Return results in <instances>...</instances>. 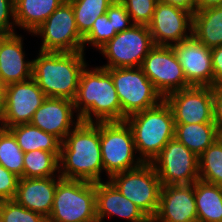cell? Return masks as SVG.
I'll return each instance as SVG.
<instances>
[{"label": "cell", "instance_id": "cell-6", "mask_svg": "<svg viewBox=\"0 0 222 222\" xmlns=\"http://www.w3.org/2000/svg\"><path fill=\"white\" fill-rule=\"evenodd\" d=\"M100 145L105 181L113 174L144 163L137 154L134 136L126 121L100 122Z\"/></svg>", "mask_w": 222, "mask_h": 222}, {"label": "cell", "instance_id": "cell-20", "mask_svg": "<svg viewBox=\"0 0 222 222\" xmlns=\"http://www.w3.org/2000/svg\"><path fill=\"white\" fill-rule=\"evenodd\" d=\"M19 33L9 34L0 45V81L3 86L32 78L33 59L28 57L24 43L27 37L25 33Z\"/></svg>", "mask_w": 222, "mask_h": 222}, {"label": "cell", "instance_id": "cell-8", "mask_svg": "<svg viewBox=\"0 0 222 222\" xmlns=\"http://www.w3.org/2000/svg\"><path fill=\"white\" fill-rule=\"evenodd\" d=\"M26 35L41 40L40 46L38 45L40 51H83V36L77 29L73 7L68 0H65L34 32Z\"/></svg>", "mask_w": 222, "mask_h": 222}, {"label": "cell", "instance_id": "cell-17", "mask_svg": "<svg viewBox=\"0 0 222 222\" xmlns=\"http://www.w3.org/2000/svg\"><path fill=\"white\" fill-rule=\"evenodd\" d=\"M80 121L73 101L46 97L42 105L34 112L30 123L63 142Z\"/></svg>", "mask_w": 222, "mask_h": 222}, {"label": "cell", "instance_id": "cell-1", "mask_svg": "<svg viewBox=\"0 0 222 222\" xmlns=\"http://www.w3.org/2000/svg\"><path fill=\"white\" fill-rule=\"evenodd\" d=\"M59 175L63 179L105 181L100 145V122L80 121L61 143Z\"/></svg>", "mask_w": 222, "mask_h": 222}, {"label": "cell", "instance_id": "cell-19", "mask_svg": "<svg viewBox=\"0 0 222 222\" xmlns=\"http://www.w3.org/2000/svg\"><path fill=\"white\" fill-rule=\"evenodd\" d=\"M96 217L105 222L114 217L126 222H151V220L132 201L124 197L109 181L95 183Z\"/></svg>", "mask_w": 222, "mask_h": 222}, {"label": "cell", "instance_id": "cell-5", "mask_svg": "<svg viewBox=\"0 0 222 222\" xmlns=\"http://www.w3.org/2000/svg\"><path fill=\"white\" fill-rule=\"evenodd\" d=\"M95 183L61 179L47 222H98Z\"/></svg>", "mask_w": 222, "mask_h": 222}, {"label": "cell", "instance_id": "cell-23", "mask_svg": "<svg viewBox=\"0 0 222 222\" xmlns=\"http://www.w3.org/2000/svg\"><path fill=\"white\" fill-rule=\"evenodd\" d=\"M192 35L206 47L222 45V5L196 10L193 13Z\"/></svg>", "mask_w": 222, "mask_h": 222}, {"label": "cell", "instance_id": "cell-11", "mask_svg": "<svg viewBox=\"0 0 222 222\" xmlns=\"http://www.w3.org/2000/svg\"><path fill=\"white\" fill-rule=\"evenodd\" d=\"M151 164L162 186L189 185L199 179L198 156L175 137L164 146Z\"/></svg>", "mask_w": 222, "mask_h": 222}, {"label": "cell", "instance_id": "cell-22", "mask_svg": "<svg viewBox=\"0 0 222 222\" xmlns=\"http://www.w3.org/2000/svg\"><path fill=\"white\" fill-rule=\"evenodd\" d=\"M65 0H14L17 30L32 33Z\"/></svg>", "mask_w": 222, "mask_h": 222}, {"label": "cell", "instance_id": "cell-15", "mask_svg": "<svg viewBox=\"0 0 222 222\" xmlns=\"http://www.w3.org/2000/svg\"><path fill=\"white\" fill-rule=\"evenodd\" d=\"M193 14L183 8L157 2L148 24L154 45L172 46L192 35Z\"/></svg>", "mask_w": 222, "mask_h": 222}, {"label": "cell", "instance_id": "cell-25", "mask_svg": "<svg viewBox=\"0 0 222 222\" xmlns=\"http://www.w3.org/2000/svg\"><path fill=\"white\" fill-rule=\"evenodd\" d=\"M194 194L198 222H222V186L198 179Z\"/></svg>", "mask_w": 222, "mask_h": 222}, {"label": "cell", "instance_id": "cell-33", "mask_svg": "<svg viewBox=\"0 0 222 222\" xmlns=\"http://www.w3.org/2000/svg\"><path fill=\"white\" fill-rule=\"evenodd\" d=\"M134 24L148 25L155 11L158 0H120Z\"/></svg>", "mask_w": 222, "mask_h": 222}, {"label": "cell", "instance_id": "cell-21", "mask_svg": "<svg viewBox=\"0 0 222 222\" xmlns=\"http://www.w3.org/2000/svg\"><path fill=\"white\" fill-rule=\"evenodd\" d=\"M61 176L46 178H20L14 200L26 209L48 218Z\"/></svg>", "mask_w": 222, "mask_h": 222}, {"label": "cell", "instance_id": "cell-40", "mask_svg": "<svg viewBox=\"0 0 222 222\" xmlns=\"http://www.w3.org/2000/svg\"><path fill=\"white\" fill-rule=\"evenodd\" d=\"M222 5V0H196V10Z\"/></svg>", "mask_w": 222, "mask_h": 222}, {"label": "cell", "instance_id": "cell-38", "mask_svg": "<svg viewBox=\"0 0 222 222\" xmlns=\"http://www.w3.org/2000/svg\"><path fill=\"white\" fill-rule=\"evenodd\" d=\"M214 86L222 85V45L211 48Z\"/></svg>", "mask_w": 222, "mask_h": 222}, {"label": "cell", "instance_id": "cell-44", "mask_svg": "<svg viewBox=\"0 0 222 222\" xmlns=\"http://www.w3.org/2000/svg\"><path fill=\"white\" fill-rule=\"evenodd\" d=\"M4 86L2 85L1 81H0V89H3Z\"/></svg>", "mask_w": 222, "mask_h": 222}, {"label": "cell", "instance_id": "cell-41", "mask_svg": "<svg viewBox=\"0 0 222 222\" xmlns=\"http://www.w3.org/2000/svg\"><path fill=\"white\" fill-rule=\"evenodd\" d=\"M2 90H3V89H0V123H1L2 115H3Z\"/></svg>", "mask_w": 222, "mask_h": 222}, {"label": "cell", "instance_id": "cell-10", "mask_svg": "<svg viewBox=\"0 0 222 222\" xmlns=\"http://www.w3.org/2000/svg\"><path fill=\"white\" fill-rule=\"evenodd\" d=\"M154 46L148 25L134 24L117 33L97 51L98 55L106 60L100 67H140L143 59Z\"/></svg>", "mask_w": 222, "mask_h": 222}, {"label": "cell", "instance_id": "cell-31", "mask_svg": "<svg viewBox=\"0 0 222 222\" xmlns=\"http://www.w3.org/2000/svg\"><path fill=\"white\" fill-rule=\"evenodd\" d=\"M116 34L112 21L109 20L107 14L99 16L94 21L91 30L83 37V52L87 53V49H93L92 52L94 50L97 52Z\"/></svg>", "mask_w": 222, "mask_h": 222}, {"label": "cell", "instance_id": "cell-9", "mask_svg": "<svg viewBox=\"0 0 222 222\" xmlns=\"http://www.w3.org/2000/svg\"><path fill=\"white\" fill-rule=\"evenodd\" d=\"M109 181L152 220L159 207L162 184L151 163L113 174Z\"/></svg>", "mask_w": 222, "mask_h": 222}, {"label": "cell", "instance_id": "cell-28", "mask_svg": "<svg viewBox=\"0 0 222 222\" xmlns=\"http://www.w3.org/2000/svg\"><path fill=\"white\" fill-rule=\"evenodd\" d=\"M73 7L76 26L84 37L92 28L94 21L104 15L114 0H68Z\"/></svg>", "mask_w": 222, "mask_h": 222}, {"label": "cell", "instance_id": "cell-37", "mask_svg": "<svg viewBox=\"0 0 222 222\" xmlns=\"http://www.w3.org/2000/svg\"><path fill=\"white\" fill-rule=\"evenodd\" d=\"M213 119L218 131H222V85L213 87Z\"/></svg>", "mask_w": 222, "mask_h": 222}, {"label": "cell", "instance_id": "cell-2", "mask_svg": "<svg viewBox=\"0 0 222 222\" xmlns=\"http://www.w3.org/2000/svg\"><path fill=\"white\" fill-rule=\"evenodd\" d=\"M32 78L46 97L74 101L81 73L89 64L86 53L35 51Z\"/></svg>", "mask_w": 222, "mask_h": 222}, {"label": "cell", "instance_id": "cell-7", "mask_svg": "<svg viewBox=\"0 0 222 222\" xmlns=\"http://www.w3.org/2000/svg\"><path fill=\"white\" fill-rule=\"evenodd\" d=\"M105 69L111 75L121 103V121L164 100L140 67Z\"/></svg>", "mask_w": 222, "mask_h": 222}, {"label": "cell", "instance_id": "cell-4", "mask_svg": "<svg viewBox=\"0 0 222 222\" xmlns=\"http://www.w3.org/2000/svg\"><path fill=\"white\" fill-rule=\"evenodd\" d=\"M125 121L132 130L137 154L144 163H151L175 136L173 112L165 100L130 115Z\"/></svg>", "mask_w": 222, "mask_h": 222}, {"label": "cell", "instance_id": "cell-16", "mask_svg": "<svg viewBox=\"0 0 222 222\" xmlns=\"http://www.w3.org/2000/svg\"><path fill=\"white\" fill-rule=\"evenodd\" d=\"M191 86L214 87L211 48L194 35L171 46Z\"/></svg>", "mask_w": 222, "mask_h": 222}, {"label": "cell", "instance_id": "cell-27", "mask_svg": "<svg viewBox=\"0 0 222 222\" xmlns=\"http://www.w3.org/2000/svg\"><path fill=\"white\" fill-rule=\"evenodd\" d=\"M59 175V158L52 152L34 150L24 153L23 178H46Z\"/></svg>", "mask_w": 222, "mask_h": 222}, {"label": "cell", "instance_id": "cell-30", "mask_svg": "<svg viewBox=\"0 0 222 222\" xmlns=\"http://www.w3.org/2000/svg\"><path fill=\"white\" fill-rule=\"evenodd\" d=\"M199 179L222 186V146L216 140L198 156Z\"/></svg>", "mask_w": 222, "mask_h": 222}, {"label": "cell", "instance_id": "cell-18", "mask_svg": "<svg viewBox=\"0 0 222 222\" xmlns=\"http://www.w3.org/2000/svg\"><path fill=\"white\" fill-rule=\"evenodd\" d=\"M151 222H198L194 183L162 186L158 211Z\"/></svg>", "mask_w": 222, "mask_h": 222}, {"label": "cell", "instance_id": "cell-29", "mask_svg": "<svg viewBox=\"0 0 222 222\" xmlns=\"http://www.w3.org/2000/svg\"><path fill=\"white\" fill-rule=\"evenodd\" d=\"M0 164L8 171L23 178L24 152L14 135L2 127H0Z\"/></svg>", "mask_w": 222, "mask_h": 222}, {"label": "cell", "instance_id": "cell-14", "mask_svg": "<svg viewBox=\"0 0 222 222\" xmlns=\"http://www.w3.org/2000/svg\"><path fill=\"white\" fill-rule=\"evenodd\" d=\"M175 124L214 123L213 87L190 86L168 94Z\"/></svg>", "mask_w": 222, "mask_h": 222}, {"label": "cell", "instance_id": "cell-24", "mask_svg": "<svg viewBox=\"0 0 222 222\" xmlns=\"http://www.w3.org/2000/svg\"><path fill=\"white\" fill-rule=\"evenodd\" d=\"M15 137L24 153L44 150L60 157L61 141L52 134L46 133L31 123L20 124L7 128Z\"/></svg>", "mask_w": 222, "mask_h": 222}, {"label": "cell", "instance_id": "cell-35", "mask_svg": "<svg viewBox=\"0 0 222 222\" xmlns=\"http://www.w3.org/2000/svg\"><path fill=\"white\" fill-rule=\"evenodd\" d=\"M19 179L0 164V201L14 199Z\"/></svg>", "mask_w": 222, "mask_h": 222}, {"label": "cell", "instance_id": "cell-3", "mask_svg": "<svg viewBox=\"0 0 222 222\" xmlns=\"http://www.w3.org/2000/svg\"><path fill=\"white\" fill-rule=\"evenodd\" d=\"M73 102L82 122L121 121V103L111 75L98 64L83 69Z\"/></svg>", "mask_w": 222, "mask_h": 222}, {"label": "cell", "instance_id": "cell-42", "mask_svg": "<svg viewBox=\"0 0 222 222\" xmlns=\"http://www.w3.org/2000/svg\"><path fill=\"white\" fill-rule=\"evenodd\" d=\"M8 35H9L8 32L0 29V45Z\"/></svg>", "mask_w": 222, "mask_h": 222}, {"label": "cell", "instance_id": "cell-43", "mask_svg": "<svg viewBox=\"0 0 222 222\" xmlns=\"http://www.w3.org/2000/svg\"><path fill=\"white\" fill-rule=\"evenodd\" d=\"M217 141L222 146V131H217Z\"/></svg>", "mask_w": 222, "mask_h": 222}, {"label": "cell", "instance_id": "cell-34", "mask_svg": "<svg viewBox=\"0 0 222 222\" xmlns=\"http://www.w3.org/2000/svg\"><path fill=\"white\" fill-rule=\"evenodd\" d=\"M106 14L109 20L112 21L116 33L122 32L134 25L124 4L120 0H114Z\"/></svg>", "mask_w": 222, "mask_h": 222}, {"label": "cell", "instance_id": "cell-13", "mask_svg": "<svg viewBox=\"0 0 222 222\" xmlns=\"http://www.w3.org/2000/svg\"><path fill=\"white\" fill-rule=\"evenodd\" d=\"M46 95L33 78L4 86L2 90V128L30 123L34 112L42 105Z\"/></svg>", "mask_w": 222, "mask_h": 222}, {"label": "cell", "instance_id": "cell-39", "mask_svg": "<svg viewBox=\"0 0 222 222\" xmlns=\"http://www.w3.org/2000/svg\"><path fill=\"white\" fill-rule=\"evenodd\" d=\"M158 1L183 8L191 12L192 14L196 11V0H158Z\"/></svg>", "mask_w": 222, "mask_h": 222}, {"label": "cell", "instance_id": "cell-36", "mask_svg": "<svg viewBox=\"0 0 222 222\" xmlns=\"http://www.w3.org/2000/svg\"><path fill=\"white\" fill-rule=\"evenodd\" d=\"M0 29L9 34L17 33L14 0H0Z\"/></svg>", "mask_w": 222, "mask_h": 222}, {"label": "cell", "instance_id": "cell-12", "mask_svg": "<svg viewBox=\"0 0 222 222\" xmlns=\"http://www.w3.org/2000/svg\"><path fill=\"white\" fill-rule=\"evenodd\" d=\"M140 68L163 98L191 86L171 46L155 45L143 59Z\"/></svg>", "mask_w": 222, "mask_h": 222}, {"label": "cell", "instance_id": "cell-26", "mask_svg": "<svg viewBox=\"0 0 222 222\" xmlns=\"http://www.w3.org/2000/svg\"><path fill=\"white\" fill-rule=\"evenodd\" d=\"M215 123L175 124V138L197 156L217 140Z\"/></svg>", "mask_w": 222, "mask_h": 222}, {"label": "cell", "instance_id": "cell-32", "mask_svg": "<svg viewBox=\"0 0 222 222\" xmlns=\"http://www.w3.org/2000/svg\"><path fill=\"white\" fill-rule=\"evenodd\" d=\"M0 222H47V218L11 199L0 201Z\"/></svg>", "mask_w": 222, "mask_h": 222}]
</instances>
